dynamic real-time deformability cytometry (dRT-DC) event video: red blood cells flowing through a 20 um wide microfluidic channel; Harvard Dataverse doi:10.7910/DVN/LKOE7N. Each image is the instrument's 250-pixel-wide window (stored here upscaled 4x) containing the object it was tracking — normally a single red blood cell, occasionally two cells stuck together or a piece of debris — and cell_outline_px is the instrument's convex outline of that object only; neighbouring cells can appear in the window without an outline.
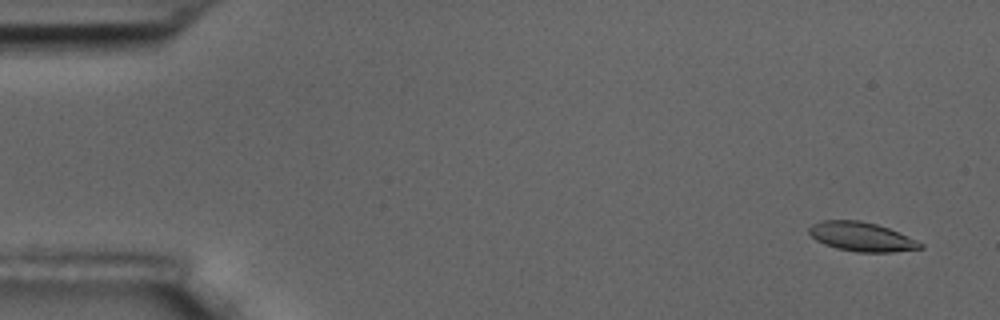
{"species": "common noctule bat (a hibernating species)", "species_latin": "Nyctalus noctula", "temperature_condition": "room temperature", "stored_images_in_passage": 4, "camera_frame_rate_fps": 3000, "um_per_image_px": 0.085, "animal": {"sex": "male", "body_mass_g": 17.5, "forearm_length_mm": 52.3}, "frame": {"image": 1, "passage_image": 1, "time_ms": 0.0, "image_size_px": [1000, 320], "cell_outline_px": [[924, 248], [892, 252], [856, 252], [836, 248], [824, 244], [816, 240], [808, 232], [808, 228], [812, 224], [820, 220], [860, 220], [876, 224], [888, 228], [916, 240], [924, 244]], "centroid_in_image_um": [73.21, 20.12], "position_along_channel_um": 11.8, "area_um2": 18.9}}